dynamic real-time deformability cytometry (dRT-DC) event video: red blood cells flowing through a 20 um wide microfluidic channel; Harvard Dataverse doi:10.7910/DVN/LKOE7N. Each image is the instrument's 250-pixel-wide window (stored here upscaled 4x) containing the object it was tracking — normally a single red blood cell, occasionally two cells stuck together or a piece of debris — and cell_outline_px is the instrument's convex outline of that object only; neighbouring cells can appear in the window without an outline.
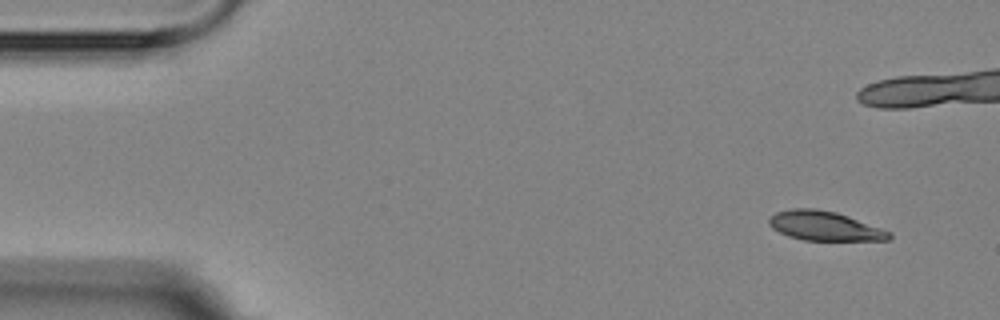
{"species": "Egyptian fruit bat (a non-hibernating species)", "species_latin": "Rousettus aegyptiacus", "temperature_condition": "room temperature", "stored_images_in_passage": 4, "camera_frame_rate_fps": 3000, "um_per_image_px": 0.085, "animal": {"sex": "female"}, "frame": {"image": 1, "passage_image": 1, "time_ms": 0.0, "image_size_px": [1000, 320], "cell_outline_px": [[892, 236], [888, 240], [804, 240], [788, 236], [772, 228], [768, 224], [768, 220], [776, 212], [792, 208], [816, 208], [836, 212], [848, 216], [892, 232]], "centroid_in_image_um": [70.08, 19.2], "position_along_channel_um": 14.9, "area_um2": 20.46}}